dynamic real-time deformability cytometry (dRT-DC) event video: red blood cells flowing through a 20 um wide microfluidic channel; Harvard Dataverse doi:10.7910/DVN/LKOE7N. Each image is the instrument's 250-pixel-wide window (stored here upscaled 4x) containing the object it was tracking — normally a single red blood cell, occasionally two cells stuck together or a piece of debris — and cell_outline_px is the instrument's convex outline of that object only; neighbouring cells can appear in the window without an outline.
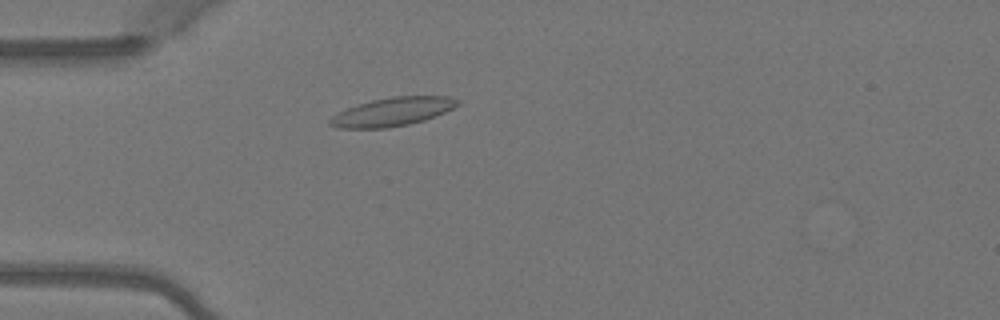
{"species": "Egyptian fruit bat (a non-hibernating species)", "species_latin": "Rousettus aegyptiacus", "temperature_condition": "warm", "stored_images_in_passage": 4, "camera_frame_rate_fps": 3000, "um_per_image_px": 0.085, "animal": {"sex": "female"}, "frame": {"image": 1, "passage_image": 4, "time_ms": 1.0, "image_size_px": [1000, 320], "cell_outline_px": [[460, 104], [444, 112], [424, 120], [408, 124], [388, 128], [336, 128], [328, 124], [328, 120], [332, 116], [348, 108], [372, 100], [392, 96], [448, 96], [460, 100]], "centroid_in_image_um": [33.36, 9.5], "position_along_channel_um": 51.6, "area_um2": 21.04}}